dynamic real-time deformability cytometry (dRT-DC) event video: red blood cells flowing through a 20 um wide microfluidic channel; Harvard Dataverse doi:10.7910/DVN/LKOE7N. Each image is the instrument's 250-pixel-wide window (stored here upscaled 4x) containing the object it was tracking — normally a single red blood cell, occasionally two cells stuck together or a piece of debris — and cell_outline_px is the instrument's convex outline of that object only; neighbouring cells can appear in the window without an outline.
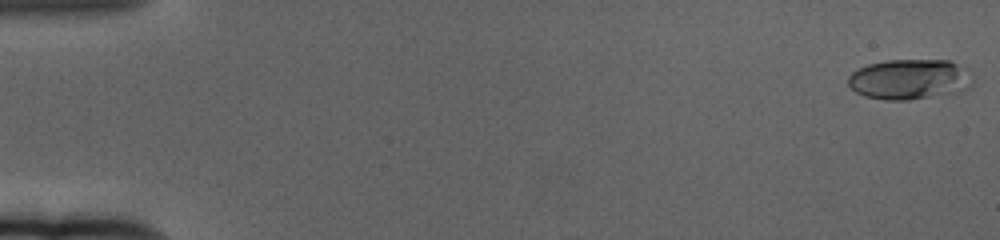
{"species": "human", "species_latin": "Homo sapiens", "temperature_condition": "cold", "stored_images_in_passage": 61, "camera_frame_rate_fps": 3000, "um_per_image_px": 0.085, "donor": {"sex": "female"}, "frame": {"image": 1, "passage_image": 1, "time_ms": 0.0, "image_size_px": [1000, 240], "cell_outline_px": [[972, 84], [964, 92], [908, 100], [888, 100], [864, 96], [856, 92], [848, 84], [848, 76], [856, 68], [868, 64], [888, 60], [948, 60], [968, 68], [972, 80]], "centroid_in_image_um": [77.34, 6.74], "position_along_channel_um": 7.7, "area_um2": 29.65}}
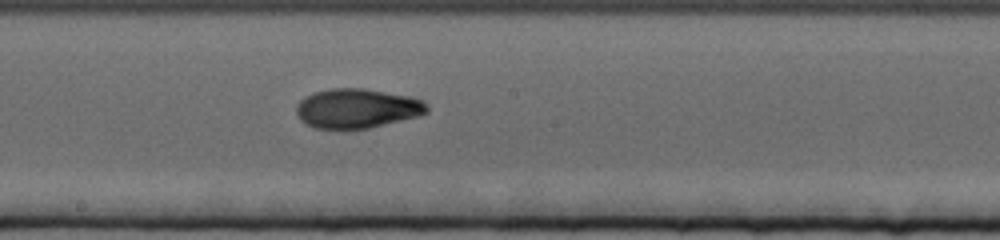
{"frame": {"image": 2, "passage_image": 34, "time_ms": 11.0, "image_size_px": [1000, 240], "cell_outline_px": [[428, 112], [420, 116], [368, 128], [340, 132], [312, 128], [300, 120], [296, 112], [296, 104], [300, 100], [312, 92], [328, 88], [364, 88], [412, 96], [424, 100], [428, 104]], "centroid_in_image_um": [30.32, 9.24], "position_along_channel_um": 217.9, "area_um2": 31.21}}
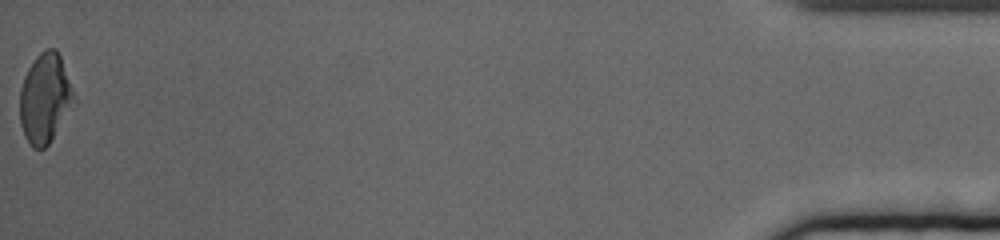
{"frame": {"image": 3, "passage_image": 61, "time_ms": 20.0, "image_size_px": [1000, 240], "cell_outline_px": [[76, 100], [48, 144], [44, 148], [32, 148], [24, 136], [20, 124], [20, 88], [24, 76], [28, 68], [36, 56], [44, 48], [56, 48], [60, 56], [76, 96]], "centroid_in_image_um": [3.81, 8.33], "position_along_channel_um": 431.4, "area_um2": 28.21}, "authors_computed_cell_mechanics": {"area_um2": 28.5532, "velocity_mm_per_s": 3.3769, "shape_relaxation_time_tau1_ms": 5.4602, "shape_relaxation_time_tau2_ms": 2.3022, "deformation_change_tau1": 0.213, "deformation_change_tau2": 0.0662}}